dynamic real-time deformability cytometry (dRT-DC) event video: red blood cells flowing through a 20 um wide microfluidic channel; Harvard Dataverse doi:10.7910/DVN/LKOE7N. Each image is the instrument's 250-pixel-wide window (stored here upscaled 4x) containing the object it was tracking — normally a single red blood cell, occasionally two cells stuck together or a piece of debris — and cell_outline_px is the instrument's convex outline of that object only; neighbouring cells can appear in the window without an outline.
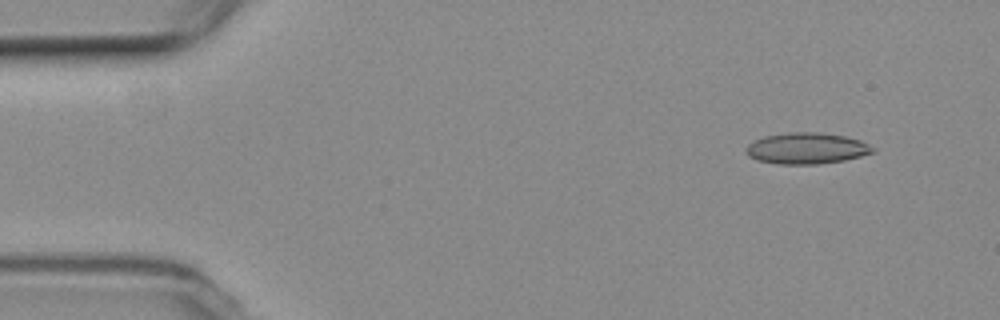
{"species": "common noctule bat (a hibernating species)", "species_latin": "Nyctalus noctula", "temperature_condition": "room temperature", "stored_images_in_passage": 4, "camera_frame_rate_fps": 3000, "um_per_image_px": 0.085, "animal": {"sex": "female", "body_mass_g": 19.3, "forearm_length_mm": 54.1}, "frame": {"image": 1, "passage_image": 1, "time_ms": 0.0, "image_size_px": [1000, 320], "cell_outline_px": [[876, 152], [844, 160], [816, 164], [780, 164], [756, 160], [748, 156], [744, 152], [744, 148], [752, 140], [764, 136], [788, 132], [816, 132], [844, 136], [860, 140], [876, 148]], "centroid_in_image_um": [68.52, 12.6], "position_along_channel_um": 16.5, "area_um2": 23.24}}
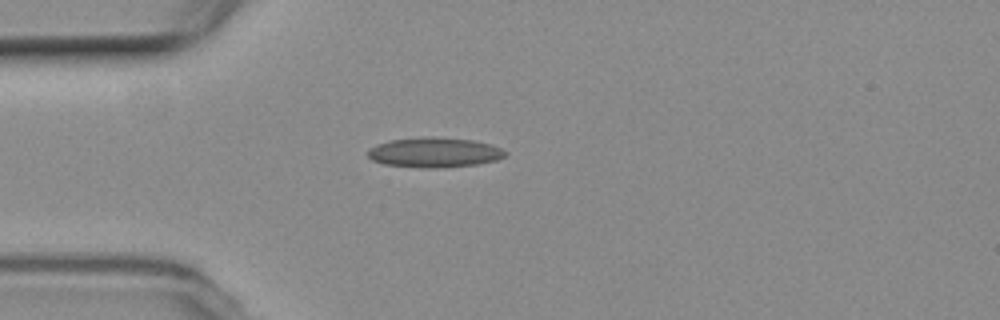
{"frame": {"image": 2, "passage_image": 4, "time_ms": 3.333, "image_size_px": [1000, 320], "cell_outline_px": [[508, 152], [504, 156], [496, 160], [476, 164], [432, 168], [428, 168], [384, 164], [372, 160], [368, 156], [368, 152], [372, 148], [380, 144], [392, 140], [472, 140], [492, 144]], "centroid_in_image_um": [36.98, 13.01], "position_along_channel_um": 48.0, "area_um2": 22.37}}